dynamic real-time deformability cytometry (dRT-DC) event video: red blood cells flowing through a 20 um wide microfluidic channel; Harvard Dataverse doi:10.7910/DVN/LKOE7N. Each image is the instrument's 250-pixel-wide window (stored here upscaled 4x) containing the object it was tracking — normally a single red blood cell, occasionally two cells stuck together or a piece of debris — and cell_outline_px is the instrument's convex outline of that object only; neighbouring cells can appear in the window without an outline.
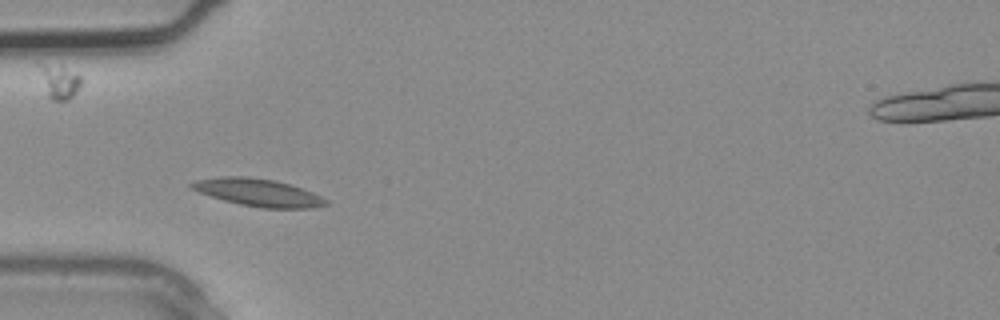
{"species": "common noctule bat (a hibernating species)", "species_latin": "Nyctalus noctula", "temperature_condition": "warm", "stored_images_in_passage": 2, "camera_frame_rate_fps": 3000, "um_per_image_px": 0.085, "animal": {"sex": "male", "body_mass_g": 20.4}, "frame": {"image": 1, "passage_image": 2, "time_ms": 0.333, "image_size_px": [1000, 320], "cell_outline_px": [[328, 204], [312, 208], [264, 208], [240, 204], [224, 200], [200, 192], [192, 188], [188, 184], [196, 180], [220, 176], [248, 176], [276, 180], [312, 192], [328, 200]], "centroid_in_image_um": [21.95, 16.35], "position_along_channel_um": 63.1, "area_um2": 21.33}}